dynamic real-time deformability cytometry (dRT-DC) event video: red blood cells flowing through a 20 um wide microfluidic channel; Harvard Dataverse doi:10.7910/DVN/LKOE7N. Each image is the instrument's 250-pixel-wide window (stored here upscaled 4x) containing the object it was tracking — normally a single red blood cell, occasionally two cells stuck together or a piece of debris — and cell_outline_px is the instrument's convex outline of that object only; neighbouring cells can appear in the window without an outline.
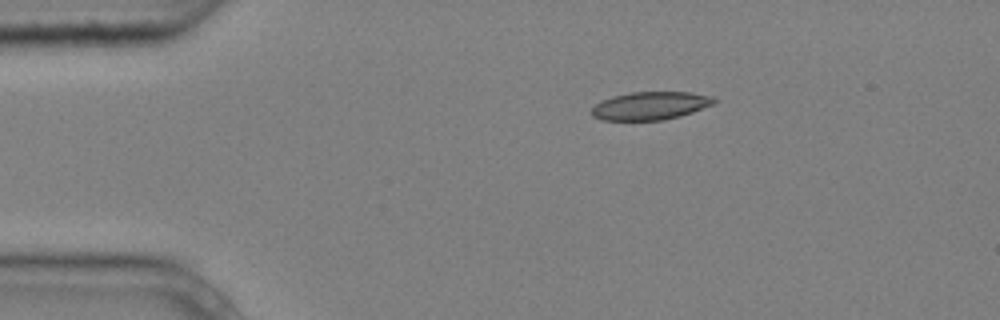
{"species": "common noctule bat (a hibernating species)", "species_latin": "Nyctalus noctula", "temperature_condition": "cold", "stored_images_in_passage": 3, "segment_of_instrument_passage": [1, 2], "camera_frame_rate_fps": 3000, "um_per_image_px": 0.085, "animal": {"sex": "male", "body_mass_g": 20.4}, "frame": {"image": 1, "passage_image": 1, "time_ms": 0.0, "image_size_px": [1000, 320], "cell_outline_px": [[716, 104], [680, 116], [664, 120], [600, 120], [592, 116], [592, 108], [600, 100], [612, 96], [628, 92], [692, 92], [712, 96], [716, 100]], "centroid_in_image_um": [55.28, 8.98], "position_along_channel_um": 29.7, "area_um2": 20.23}}